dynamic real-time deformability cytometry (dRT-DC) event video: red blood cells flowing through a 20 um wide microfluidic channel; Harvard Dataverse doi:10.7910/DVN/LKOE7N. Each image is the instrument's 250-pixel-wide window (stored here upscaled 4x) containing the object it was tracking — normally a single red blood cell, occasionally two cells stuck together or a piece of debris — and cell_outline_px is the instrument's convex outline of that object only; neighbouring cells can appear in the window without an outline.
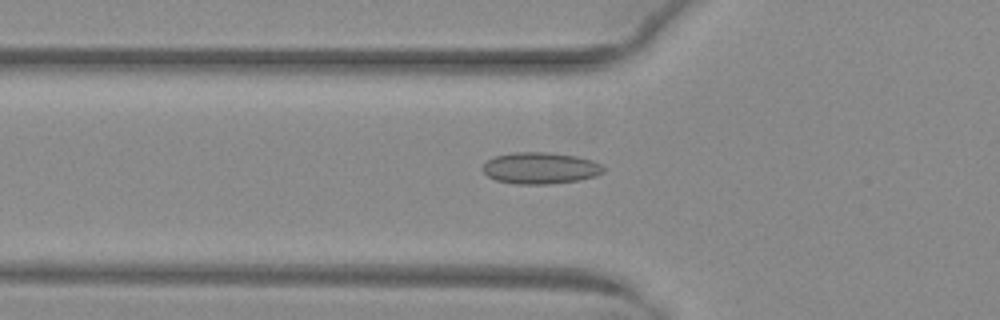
{"species": "common noctule bat (a hibernating species)", "species_latin": "Nyctalus noctula", "temperature_condition": "warm", "stored_images_in_passage": 52, "camera_frame_rate_fps": 3000, "um_per_image_px": 0.085, "animal": {"sex": "female", "body_mass_g": 29.2, "forearm_length_mm": 56.3}, "frame": {"image": 1, "passage_image": 19, "time_ms": 6.0, "image_size_px": [1000, 320], "cell_outline_px": [[604, 172], [596, 176], [580, 180], [548, 184], [516, 184], [496, 180], [488, 176], [480, 168], [488, 160], [496, 156], [512, 152], [548, 152], [576, 156], [592, 160], [600, 164], [604, 168]], "centroid_in_image_um": [45.93, 14.29], "position_along_channel_um": 79.9, "area_um2": 22.25}}
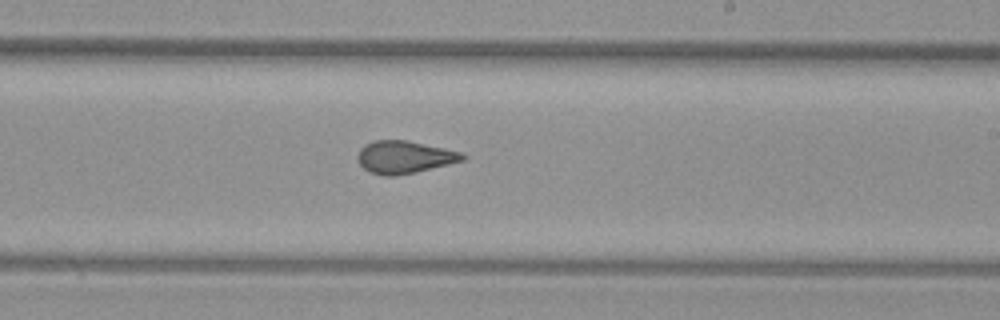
{"frame": {"image": 2, "passage_image": 32, "time_ms": 10.333, "image_size_px": [1000, 320], "cell_outline_px": [[468, 156], [464, 160], [416, 172], [396, 176], [384, 176], [368, 172], [360, 164], [356, 156], [360, 148], [364, 144], [372, 140], [404, 140], [444, 148], [460, 152]], "centroid_in_image_um": [34.33, 13.36], "position_along_channel_um": 254.7, "area_um2": 19.94}}
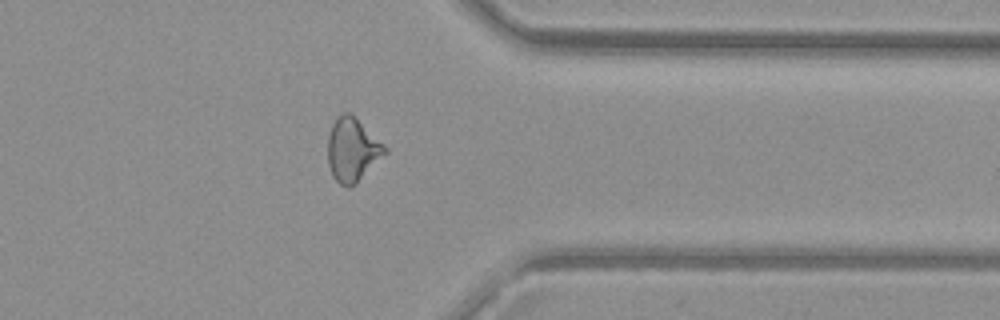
{"frame": {"image": 3, "passage_image": 42, "time_ms": 13.667, "image_size_px": [1000, 320], "cell_outline_px": [[388, 152], [356, 184], [348, 188], [340, 184], [332, 176], [328, 164], [328, 136], [332, 124], [336, 116], [344, 112], [348, 112], [384, 144], [388, 148]], "centroid_in_image_um": [29.95, 12.76], "position_along_channel_um": 381.5, "area_um2": 21.1}, "authors_computed_cell_mechanics": {"area_um2": 20.9525, "velocity_mm_per_s": 4.022, "shape_relaxation_time_tau1_ms": null, "shape_relaxation_time_tau2_ms": 1.1363, "deformation_change_tau1": null, "deformation_change_tau2": 0.081}}